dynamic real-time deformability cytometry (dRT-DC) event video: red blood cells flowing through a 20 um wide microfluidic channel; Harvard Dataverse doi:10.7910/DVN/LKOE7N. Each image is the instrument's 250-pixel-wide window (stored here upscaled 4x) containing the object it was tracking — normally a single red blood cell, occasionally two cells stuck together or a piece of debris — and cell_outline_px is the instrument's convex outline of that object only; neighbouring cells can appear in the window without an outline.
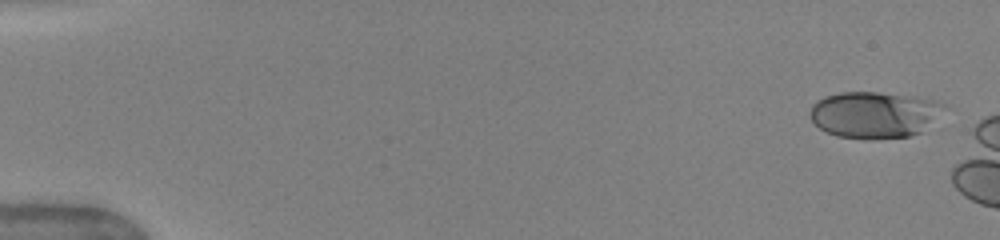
{"species": "human", "species_latin": "Homo sapiens", "temperature_condition": "warm", "stored_images_in_passage": 7, "camera_frame_rate_fps": 3000, "um_per_image_px": 0.085, "donor": {"sex": "female"}, "frame": {"image": 1, "passage_image": 1, "time_ms": 0.0, "image_size_px": [1000, 240], "cell_outline_px": [[948, 108], [920, 132], [908, 136], [872, 140], [836, 136], [820, 128], [808, 116], [808, 112], [812, 104], [816, 100], [824, 96], [840, 92], [876, 92], [916, 96], [936, 100], [948, 104]], "centroid_in_image_um": [74.32, 9.73], "position_along_channel_um": 10.7, "area_um2": 36.82}}